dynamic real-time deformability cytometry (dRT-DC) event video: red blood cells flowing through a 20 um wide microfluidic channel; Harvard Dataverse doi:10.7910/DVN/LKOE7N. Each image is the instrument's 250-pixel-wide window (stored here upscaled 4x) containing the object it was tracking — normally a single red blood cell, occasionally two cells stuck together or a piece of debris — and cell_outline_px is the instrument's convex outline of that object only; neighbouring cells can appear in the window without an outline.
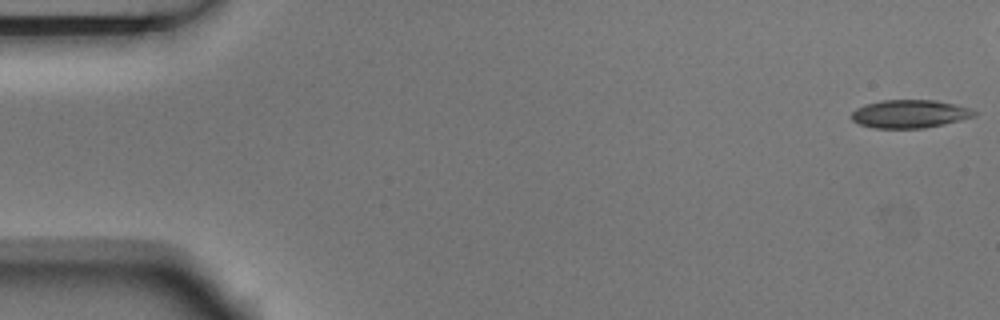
{"species": "Egyptian fruit bat (a non-hibernating species)", "species_latin": "Rousettus aegyptiacus", "temperature_condition": "room temperature", "stored_images_in_passage": 5, "camera_frame_rate_fps": 3000, "um_per_image_px": 0.085, "animal": {"sex": "male"}, "frame": {"image": 1, "passage_image": 1, "time_ms": 0.0, "image_size_px": [1000, 320], "cell_outline_px": [[980, 112], [976, 116], [944, 124], [924, 128], [876, 128], [860, 124], [852, 120], [852, 112], [856, 108], [864, 104], [880, 100], [936, 100], [956, 104], [972, 108]], "centroid_in_image_um": [77.38, 9.67], "position_along_channel_um": 7.6, "area_um2": 20.35}}